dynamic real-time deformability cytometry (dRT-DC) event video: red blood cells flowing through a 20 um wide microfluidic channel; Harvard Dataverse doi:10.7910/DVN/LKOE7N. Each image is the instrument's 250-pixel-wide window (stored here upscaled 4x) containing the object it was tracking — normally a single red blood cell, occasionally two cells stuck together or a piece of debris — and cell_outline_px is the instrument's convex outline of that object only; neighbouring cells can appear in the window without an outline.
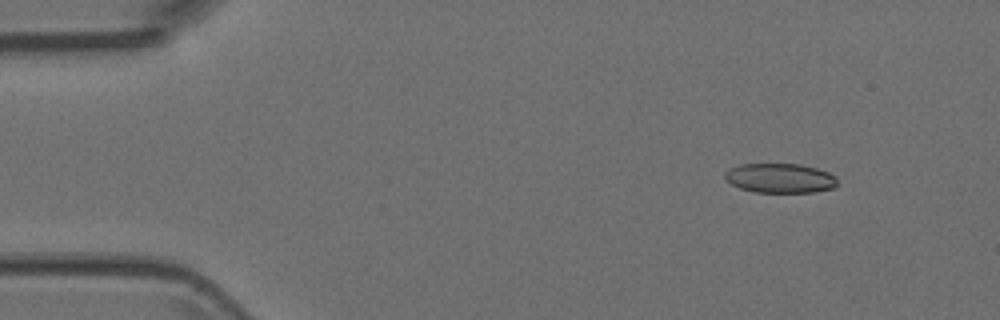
{"species": "Egyptian fruit bat (a non-hibernating species)", "species_latin": "Rousettus aegyptiacus", "temperature_condition": "room temperature", "stored_images_in_passage": 5, "camera_frame_rate_fps": 3000, "um_per_image_px": 0.085, "animal": {"sex": "female"}, "frame": {"image": 1, "passage_image": 1, "time_ms": 0.0, "image_size_px": [1000, 320], "cell_outline_px": [[836, 188], [816, 192], [752, 192], [740, 188], [732, 184], [724, 176], [724, 172], [728, 168], [740, 164], [800, 164], [816, 168], [828, 172], [836, 176]], "centroid_in_image_um": [66.31, 15.14], "position_along_channel_um": 18.7, "area_um2": 19.48}}
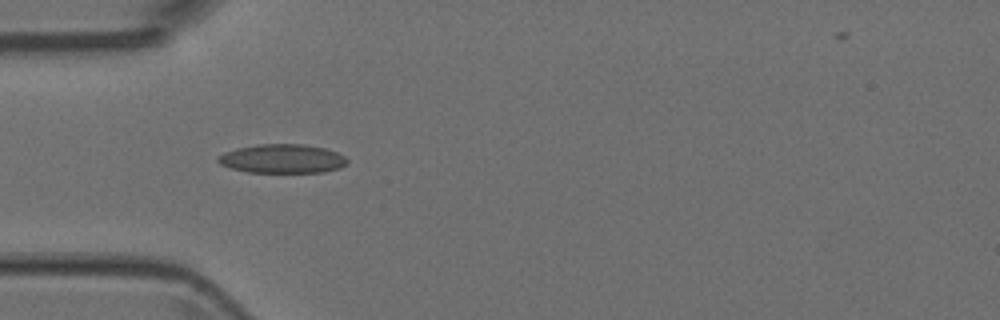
{"frame": {"image": 2, "passage_image": 4, "time_ms": 1.0, "image_size_px": [1000, 320], "cell_outline_px": [[348, 164], [340, 168], [324, 172], [248, 172], [232, 168], [220, 164], [216, 160], [216, 156], [224, 152], [236, 148], [260, 144], [304, 144], [324, 148], [336, 152], [344, 156], [348, 160]], "centroid_in_image_um": [23.99, 13.49], "position_along_channel_um": 61.0, "area_um2": 21.85}}
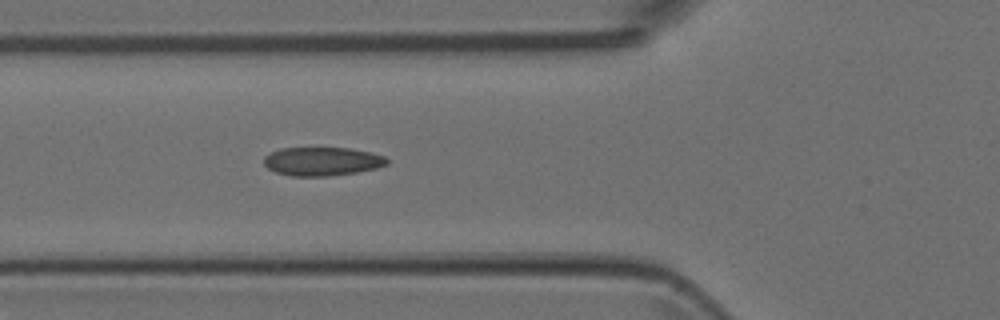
{"frame": {"image": 3, "passage_image": 5, "time_ms": 1.333, "image_size_px": [1000, 320], "cell_outline_px": [[388, 164], [376, 168], [356, 172], [328, 176], [292, 176], [276, 172], [268, 168], [264, 164], [264, 156], [280, 148], [348, 148], [368, 152], [384, 156], [388, 160]], "centroid_in_image_um": [27.36, 13.72], "position_along_channel_um": 98.4, "area_um2": 20.35}}